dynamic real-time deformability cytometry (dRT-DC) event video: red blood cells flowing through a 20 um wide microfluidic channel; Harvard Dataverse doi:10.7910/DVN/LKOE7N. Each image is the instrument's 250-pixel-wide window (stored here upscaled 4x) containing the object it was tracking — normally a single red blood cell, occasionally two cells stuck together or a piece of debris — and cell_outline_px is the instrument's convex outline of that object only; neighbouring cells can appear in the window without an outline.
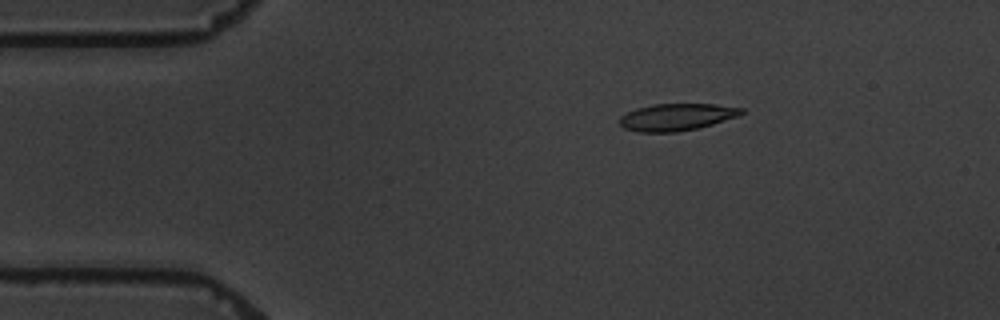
{"species": "common noctule bat (a hibernating species)", "species_latin": "Nyctalus noctula", "temperature_condition": "warm", "stored_images_in_passage": 7, "camera_frame_rate_fps": 3000, "um_per_image_px": 0.085, "animal": {"sex": "male", "body_mass_g": 19.5, "forearm_length_mm": 54.6}, "frame": {"image": 1, "passage_image": 3, "time_ms": 2.333, "image_size_px": [1000, 320], "cell_outline_px": [[744, 112], [740, 116], [712, 124], [696, 128], [676, 132], [636, 132], [624, 128], [620, 124], [620, 116], [636, 108], [652, 104], [716, 104], [744, 108]], "centroid_in_image_um": [57.53, 9.94], "position_along_channel_um": 27.5, "area_um2": 19.25}}
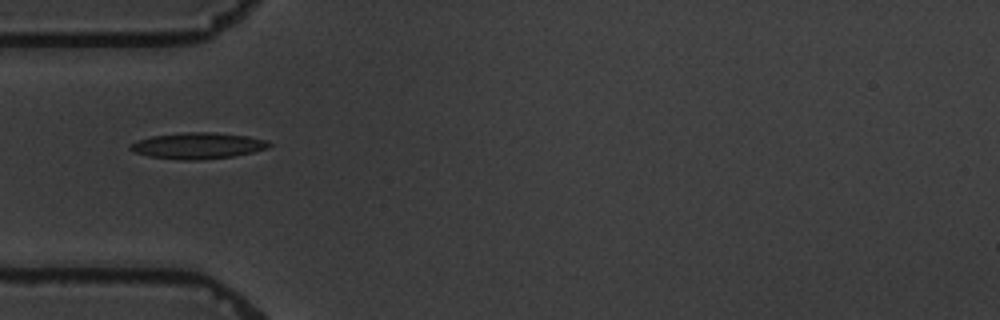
{"frame": {"image": 2, "passage_image": 5, "time_ms": 5.0, "image_size_px": [1000, 320], "cell_outline_px": [[272, 144], [268, 148], [252, 152], [232, 156], [200, 160], [180, 160], [148, 156], [136, 152], [128, 148], [128, 144], [152, 136], [184, 132], [216, 132], [248, 136], [268, 140]], "centroid_in_image_um": [16.83, 12.38], "position_along_channel_um": 68.2, "area_um2": 21.21}}
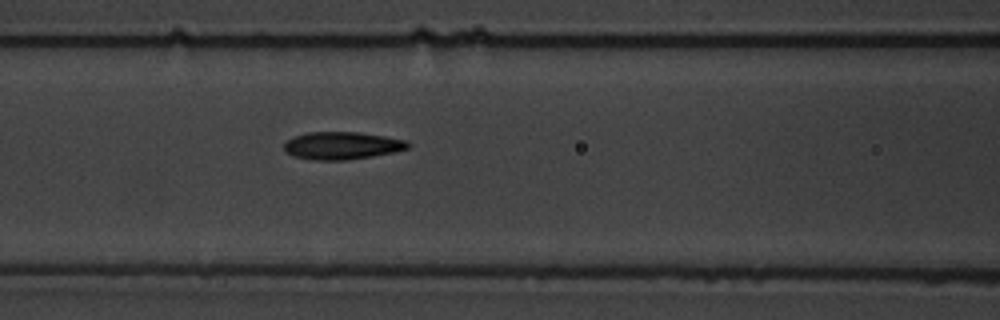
{"frame": {"image": 3, "passage_image": 7, "time_ms": 7.0, "image_size_px": [1000, 320], "cell_outline_px": [[412, 144], [408, 148], [396, 152], [348, 160], [312, 160], [296, 156], [284, 152], [284, 144], [288, 140], [296, 136], [308, 132], [360, 132], [408, 140]], "centroid_in_image_um": [29.12, 12.38], "position_along_channel_um": 137.5, "area_um2": 20.0}}